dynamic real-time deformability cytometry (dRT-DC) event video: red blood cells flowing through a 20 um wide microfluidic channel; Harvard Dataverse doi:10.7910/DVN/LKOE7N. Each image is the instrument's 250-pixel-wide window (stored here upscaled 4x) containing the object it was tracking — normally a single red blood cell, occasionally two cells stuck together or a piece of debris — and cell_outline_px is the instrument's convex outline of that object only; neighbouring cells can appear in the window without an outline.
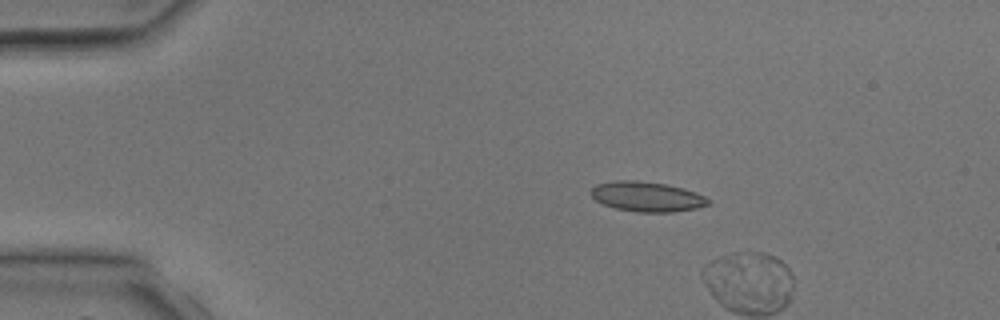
{"species": "common noctule bat (a hibernating species)", "species_latin": "Nyctalus noctula", "temperature_condition": "room temperature", "stored_images_in_passage": 4, "camera_frame_rate_fps": 3000, "um_per_image_px": 0.085, "animal": {"sex": "male", "body_mass_g": 17.9, "forearm_length_mm": 54.2}, "frame": {"image": 1, "passage_image": 2, "time_ms": 1.0, "image_size_px": [1000, 320], "cell_outline_px": [[712, 200], [708, 204], [696, 208], [672, 212], [636, 212], [616, 208], [604, 204], [596, 200], [588, 192], [596, 184], [616, 180], [636, 180], [664, 184], [684, 188], [696, 192]], "centroid_in_image_um": [54.98, 16.71], "position_along_channel_um": 30.0, "area_um2": 20.46}}